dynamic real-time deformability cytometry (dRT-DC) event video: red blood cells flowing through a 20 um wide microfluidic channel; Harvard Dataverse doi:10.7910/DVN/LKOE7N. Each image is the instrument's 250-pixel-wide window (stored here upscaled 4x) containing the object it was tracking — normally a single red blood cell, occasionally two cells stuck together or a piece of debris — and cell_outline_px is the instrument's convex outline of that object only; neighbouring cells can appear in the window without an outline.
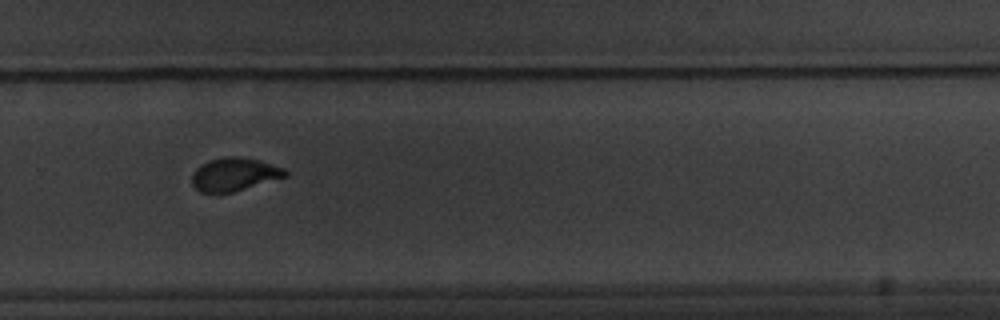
{"species": "common noctule bat (a hibernating species)", "species_latin": "Nyctalus noctula", "temperature_condition": "warm", "stored_images_in_passage": 10, "camera_frame_rate_fps": 3000, "um_per_image_px": 0.085, "animal": {"sex": "male", "body_mass_g": 20.1, "forearm_length_mm": 53.5}, "frame": {"image": 1, "passage_image": 9, "time_ms": 9.333, "image_size_px": [1000, 320], "cell_outline_px": [[288, 176], [232, 192], [200, 192], [192, 184], [192, 176], [196, 168], [200, 164], [224, 156], [236, 156], [260, 160], [284, 168], [288, 172]], "centroid_in_image_um": [19.93, 14.81], "position_along_channel_um": 309.9, "area_um2": 17.92}}
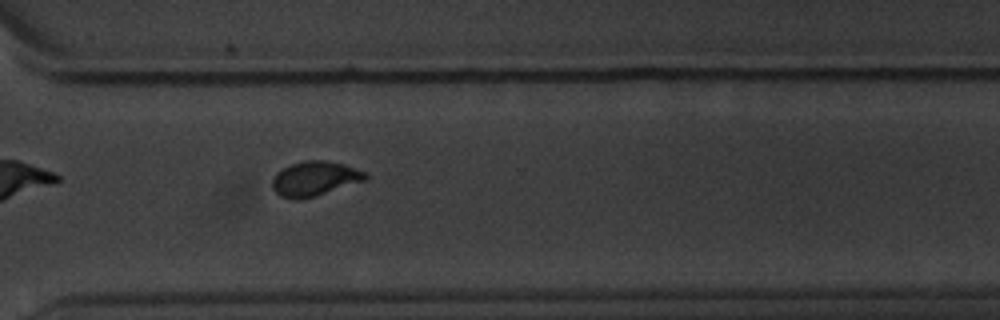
{"frame": {"image": 2, "passage_image": 10, "time_ms": 10.333, "image_size_px": [1000, 320], "cell_outline_px": [[368, 180], [316, 196], [300, 200], [296, 200], [280, 196], [272, 188], [272, 180], [276, 172], [292, 164], [304, 160], [324, 160], [344, 164], [368, 172]], "centroid_in_image_um": [26.79, 15.19], "position_along_channel_um": 343.8, "area_um2": 19.07}}